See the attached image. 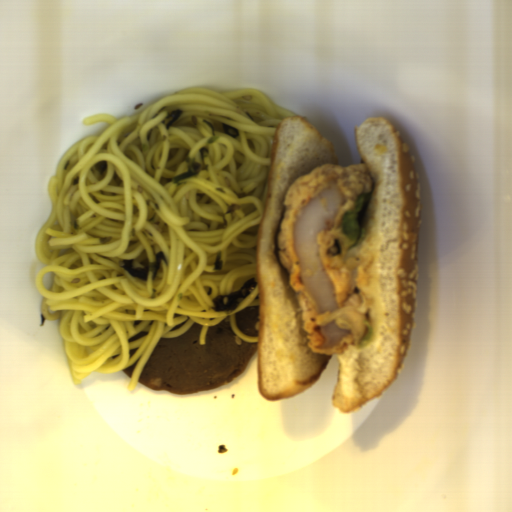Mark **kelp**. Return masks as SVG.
<instances>
[{"label": "kelp", "mask_w": 512, "mask_h": 512, "mask_svg": "<svg viewBox=\"0 0 512 512\" xmlns=\"http://www.w3.org/2000/svg\"><path fill=\"white\" fill-rule=\"evenodd\" d=\"M257 282L253 278H248L237 290L229 294L214 295L211 299L216 312L233 311L254 291Z\"/></svg>", "instance_id": "99668d17"}, {"label": "kelp", "mask_w": 512, "mask_h": 512, "mask_svg": "<svg viewBox=\"0 0 512 512\" xmlns=\"http://www.w3.org/2000/svg\"><path fill=\"white\" fill-rule=\"evenodd\" d=\"M167 264L166 255L162 251H158L154 261H149L143 267H136L135 260H122V269L131 277L139 278L147 281V275L152 273L153 279H156L160 272L161 263Z\"/></svg>", "instance_id": "cf089659"}, {"label": "kelp", "mask_w": 512, "mask_h": 512, "mask_svg": "<svg viewBox=\"0 0 512 512\" xmlns=\"http://www.w3.org/2000/svg\"><path fill=\"white\" fill-rule=\"evenodd\" d=\"M200 169L201 163L199 161L195 158L186 157V172L173 176L171 181L175 184L193 178L199 173Z\"/></svg>", "instance_id": "604fcf36"}, {"label": "kelp", "mask_w": 512, "mask_h": 512, "mask_svg": "<svg viewBox=\"0 0 512 512\" xmlns=\"http://www.w3.org/2000/svg\"><path fill=\"white\" fill-rule=\"evenodd\" d=\"M220 127L223 130V132L230 138H237L240 135L238 129L235 128L233 125L221 121Z\"/></svg>", "instance_id": "861f05c9"}, {"label": "kelp", "mask_w": 512, "mask_h": 512, "mask_svg": "<svg viewBox=\"0 0 512 512\" xmlns=\"http://www.w3.org/2000/svg\"><path fill=\"white\" fill-rule=\"evenodd\" d=\"M182 110H175L170 113H167L165 116L166 119V128L167 130L173 125V123L178 119V117L181 115Z\"/></svg>", "instance_id": "d102d525"}, {"label": "kelp", "mask_w": 512, "mask_h": 512, "mask_svg": "<svg viewBox=\"0 0 512 512\" xmlns=\"http://www.w3.org/2000/svg\"><path fill=\"white\" fill-rule=\"evenodd\" d=\"M221 252H217L214 260H213V269L214 271H218V270H222V267H223V259H220L221 257Z\"/></svg>", "instance_id": "69b00fe1"}, {"label": "kelp", "mask_w": 512, "mask_h": 512, "mask_svg": "<svg viewBox=\"0 0 512 512\" xmlns=\"http://www.w3.org/2000/svg\"><path fill=\"white\" fill-rule=\"evenodd\" d=\"M107 161L98 162L94 165V171L98 176H102L105 168H106Z\"/></svg>", "instance_id": "6d42b08b"}]
</instances>
